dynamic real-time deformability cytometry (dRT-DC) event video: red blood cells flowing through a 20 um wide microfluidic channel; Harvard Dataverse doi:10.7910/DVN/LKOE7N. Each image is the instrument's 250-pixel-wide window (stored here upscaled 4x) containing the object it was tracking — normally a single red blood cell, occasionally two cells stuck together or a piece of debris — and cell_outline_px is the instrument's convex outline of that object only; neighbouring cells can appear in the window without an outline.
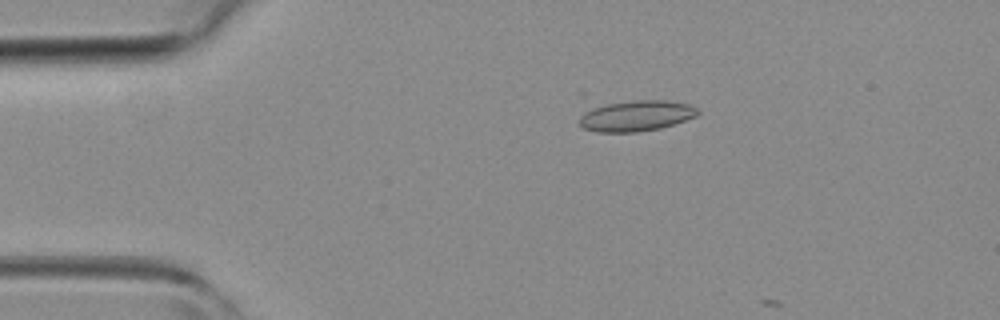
{"species": "common noctule bat (a hibernating species)", "species_latin": "Nyctalus noctula", "temperature_condition": "room temperature", "stored_images_in_passage": 2, "camera_frame_rate_fps": 3000, "um_per_image_px": 0.085, "animal": {"sex": "female", "body_mass_g": 19.3, "forearm_length_mm": 54.1}, "frame": {"image": 1, "passage_image": 1, "time_ms": 0.0, "image_size_px": [1000, 320], "cell_outline_px": [[700, 112], [696, 116], [660, 128], [636, 132], [596, 132], [584, 128], [580, 124], [580, 116], [584, 112], [592, 108], [608, 104], [636, 100], [664, 100], [688, 104], [696, 108]], "centroid_in_image_um": [54.07, 9.85], "position_along_channel_um": 30.9, "area_um2": 20.87}}